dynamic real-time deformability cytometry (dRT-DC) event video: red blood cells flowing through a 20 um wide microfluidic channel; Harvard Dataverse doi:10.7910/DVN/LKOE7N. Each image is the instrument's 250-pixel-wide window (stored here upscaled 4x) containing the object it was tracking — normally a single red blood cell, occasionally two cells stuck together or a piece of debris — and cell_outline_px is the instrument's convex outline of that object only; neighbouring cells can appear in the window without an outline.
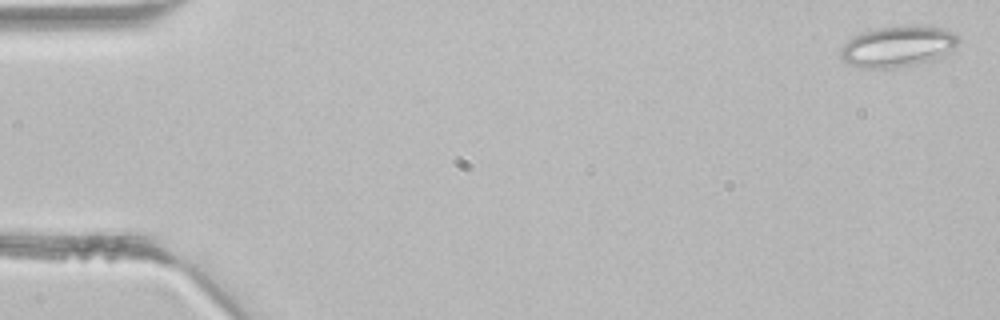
{"species": "common noctule bat (a hibernating species)", "species_latin": "Nyctalus noctula", "temperature_condition": "room temperature", "stored_images_in_passage": 8, "camera_frame_rate_fps": 3000, "um_per_image_px": 0.085, "animal": {"sex": "male", "body_mass_g": 21.5, "forearm_length_mm": 52.0}, "frame": {"image": 1, "passage_image": 1, "time_ms": 0.0, "image_size_px": [1000, 320], "cell_outline_px": [[960, 40], [952, 52], [932, 60], [916, 64], [892, 68], [860, 68], [848, 64], [840, 56], [840, 48], [852, 36], [860, 32], [876, 28], [900, 24], [932, 24], [944, 28], [960, 36]], "centroid_in_image_um": [76.36, 3.9], "position_along_channel_um": 8.6, "area_um2": 29.19}}